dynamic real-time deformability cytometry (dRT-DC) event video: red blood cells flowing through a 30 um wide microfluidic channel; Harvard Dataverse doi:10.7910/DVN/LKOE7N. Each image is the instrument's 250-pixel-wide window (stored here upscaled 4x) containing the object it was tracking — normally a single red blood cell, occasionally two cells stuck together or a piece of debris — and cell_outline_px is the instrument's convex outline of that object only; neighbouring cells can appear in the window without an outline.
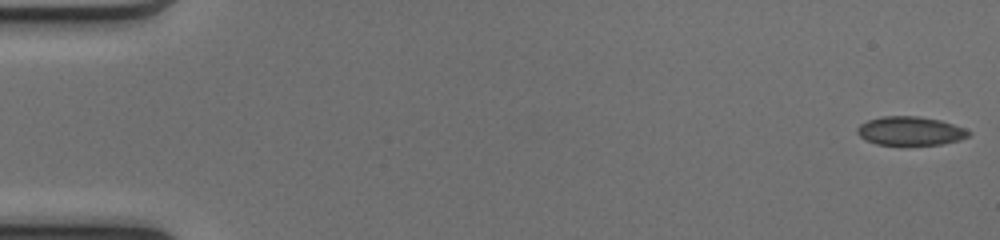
{"species": "common noctule bat (a hibernating species)", "species_latin": "Nyctalus noctula", "temperature_condition": "cold", "stored_images_in_passage": 50, "camera_frame_rate_fps": 3000, "um_per_image_px": 0.085, "animal": {"sex": "female", "body_mass_g": 17.0, "forearm_length_mm": 48.0}, "frame": {"image": 1, "passage_image": 1, "time_ms": 0.0, "image_size_px": [1000, 240], "cell_outline_px": [[972, 132], [968, 136], [960, 140], [944, 144], [876, 144], [864, 140], [856, 132], [856, 128], [860, 124], [868, 120], [884, 116], [920, 116], [940, 120], [964, 128]], "centroid_in_image_um": [77.36, 11.12], "position_along_channel_um": 7.6, "area_um2": 18.61}}
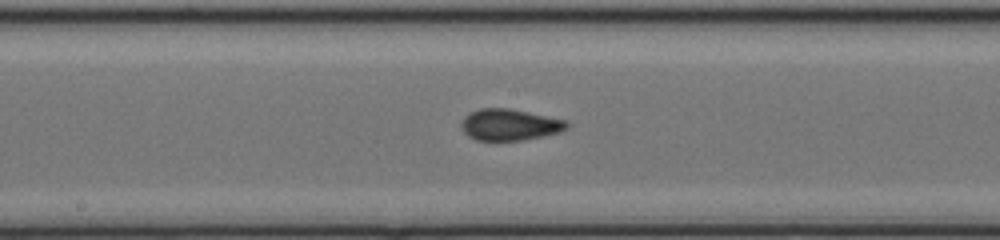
{"frame": {"image": 2, "passage_image": 27, "time_ms": 8.667, "image_size_px": [1000, 240], "cell_outline_px": [[568, 128], [560, 132], [544, 136], [524, 140], [476, 140], [468, 136], [464, 132], [460, 124], [464, 116], [480, 108], [508, 108], [564, 120], [568, 124]], "centroid_in_image_um": [43.29, 10.61], "position_along_channel_um": 204.9, "area_um2": 19.13}}
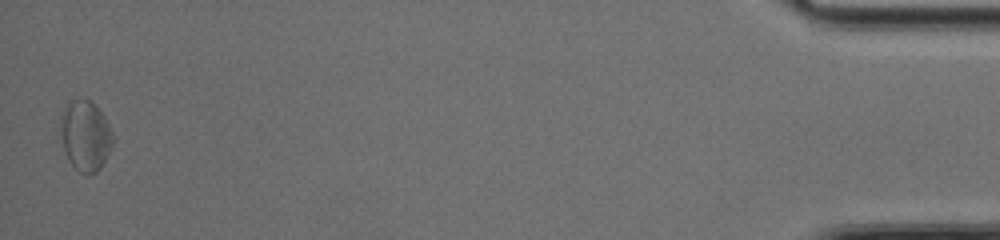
{"frame": {"image": 3, "passage_image": 50, "time_ms": 16.333, "image_size_px": [1000, 240], "cell_outline_px": [[116, 140], [112, 148], [100, 168], [96, 172], [88, 176], [84, 176], [68, 160], [64, 148], [60, 120], [60, 116], [68, 104], [72, 100], [92, 100], [104, 116]], "centroid_in_image_um": [7.3, 11.57], "position_along_channel_um": 427.9, "area_um2": 21.44}, "authors_computed_cell_mechanics": {"area_um2": 19.1318, "velocity_mm_per_s": 4.1264, "shape_relaxation_time_tau1_ms": 7.3816, "shape_relaxation_time_tau2_ms": 1.9996, "deformation_change_tau1": 0.1182, "deformation_change_tau2": 0.0652}}